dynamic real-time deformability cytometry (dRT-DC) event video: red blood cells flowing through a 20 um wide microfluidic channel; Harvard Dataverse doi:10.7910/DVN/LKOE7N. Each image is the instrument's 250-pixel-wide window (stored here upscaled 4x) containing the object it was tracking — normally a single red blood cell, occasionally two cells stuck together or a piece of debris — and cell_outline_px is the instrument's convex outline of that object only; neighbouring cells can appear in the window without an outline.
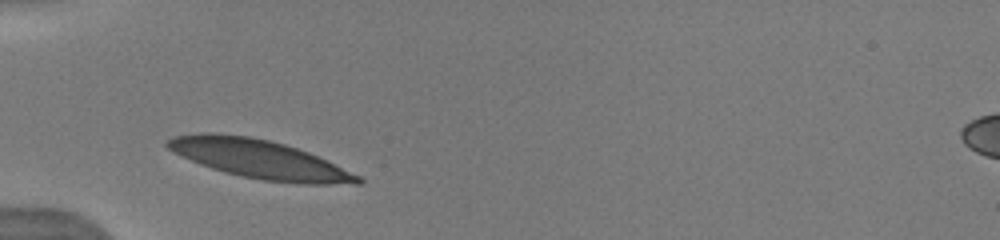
{"species": "human", "species_latin": "Homo sapiens", "temperature_condition": "warm", "stored_images_in_passage": 11, "camera_frame_rate_fps": 3000, "um_per_image_px": 0.085, "donor": {"sex": "male"}, "frame": {"image": 1, "passage_image": 2, "time_ms": 1.0, "image_size_px": [1000, 240], "cell_outline_px": [[364, 184], [304, 184], [264, 180], [224, 172], [200, 164], [168, 148], [164, 144], [172, 136], [200, 132], [216, 132], [252, 136], [284, 144], [308, 152], [360, 176], [364, 180]], "centroid_in_image_um": [22.05, 13.51], "position_along_channel_um": 63.0, "area_um2": 42.54}}
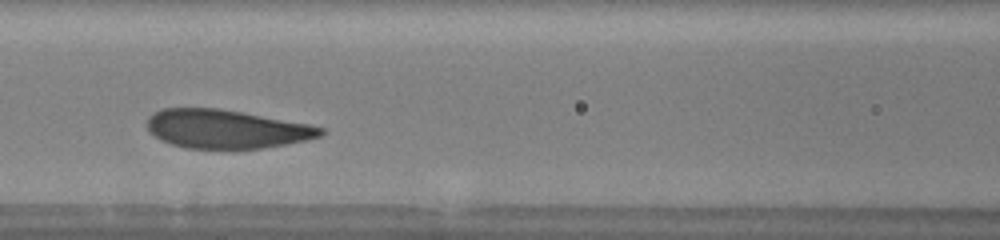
{"frame": {"image": 2, "passage_image": 4, "time_ms": 3.333, "image_size_px": [1000, 240], "cell_outline_px": [[324, 132], [320, 136], [308, 140], [260, 148], [232, 152], [184, 148], [160, 140], [148, 132], [148, 116], [152, 112], [160, 108], [220, 108], [244, 112], [308, 124], [324, 128]], "centroid_in_image_um": [19.18, 11.0], "position_along_channel_um": 147.4, "area_um2": 40.23}}
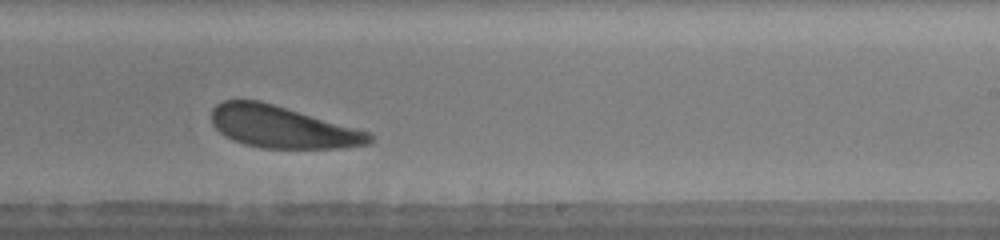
{"frame": {"image": 3, "passage_image": 7, "time_ms": 6.333, "image_size_px": [1000, 240], "cell_outline_px": [[376, 136], [372, 144], [340, 148], [264, 148], [244, 144], [232, 140], [224, 136], [212, 124], [212, 108], [216, 104], [224, 100], [260, 100], [368, 132]], "centroid_in_image_um": [23.99, 10.81], "position_along_channel_um": 265.0, "area_um2": 38.49}, "authors_computed_cell_mechanics": {"area_um2": 40.2866, "velocity_mm_per_s": 3.9316, "shape_relaxation_time_tau1_ms": 0.7973, "shape_relaxation_time_tau2_ms": null, "deformation_change_tau1": 0.077, "deformation_change_tau2": null}}